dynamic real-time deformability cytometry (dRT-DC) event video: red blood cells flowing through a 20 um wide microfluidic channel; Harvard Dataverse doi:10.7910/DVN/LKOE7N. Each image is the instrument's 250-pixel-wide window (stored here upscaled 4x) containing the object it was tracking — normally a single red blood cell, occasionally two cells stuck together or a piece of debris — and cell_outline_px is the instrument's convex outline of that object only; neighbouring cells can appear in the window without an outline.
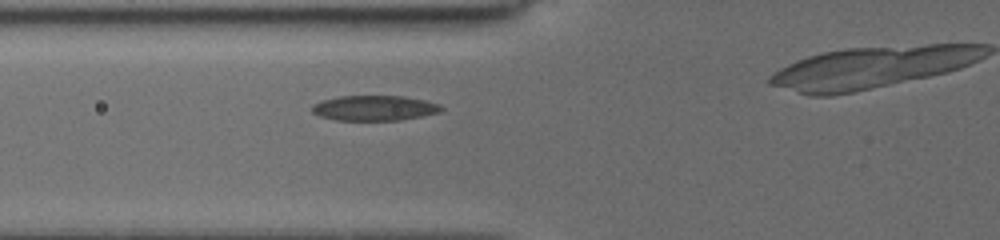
{"species": "common noctule bat (a hibernating species)", "species_latin": "Nyctalus noctula", "temperature_condition": "cold", "stored_images_in_passage": 6, "camera_frame_rate_fps": 3000, "um_per_image_px": 0.085, "animal": {"sex": "female", "body_mass_g": 19.5, "forearm_length_mm": 54.1}, "frame": {"image": 1, "passage_image": 5, "time_ms": 2.333, "image_size_px": [1000, 240], "cell_outline_px": [[444, 108], [440, 112], [400, 120], [336, 120], [320, 116], [312, 112], [312, 104], [320, 100], [340, 96], [404, 96], [424, 100], [440, 104]], "centroid_in_image_um": [31.81, 9.18], "position_along_channel_um": 94.0, "area_um2": 18.96}}